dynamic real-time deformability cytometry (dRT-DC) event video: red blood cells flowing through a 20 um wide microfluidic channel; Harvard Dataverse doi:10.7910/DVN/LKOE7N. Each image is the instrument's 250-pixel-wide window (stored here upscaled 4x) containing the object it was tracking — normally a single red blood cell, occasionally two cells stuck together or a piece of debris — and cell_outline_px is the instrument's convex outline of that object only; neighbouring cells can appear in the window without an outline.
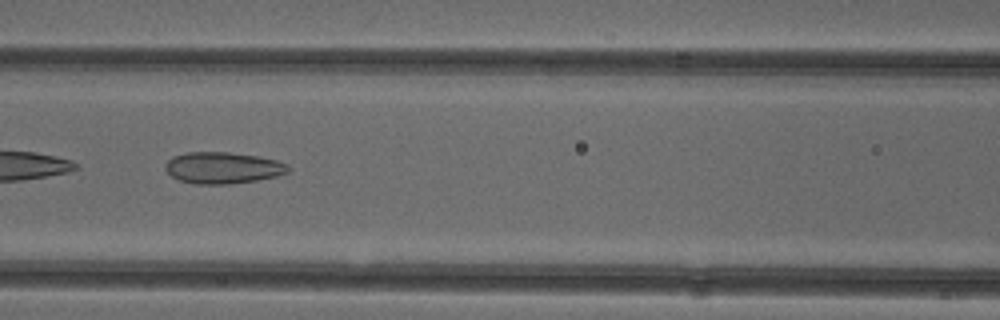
{"species": "common noctule bat (a hibernating species)", "species_latin": "Nyctalus noctula", "temperature_condition": "cold", "stored_images_in_passage": 50, "camera_frame_rate_fps": 3000, "um_per_image_px": 0.085, "animal": {"sex": "female"}, "frame": {"image": 1, "passage_image": 22, "time_ms": 7.0, "image_size_px": [1000, 320], "cell_outline_px": [[288, 172], [276, 176], [256, 180], [232, 184], [196, 184], [180, 180], [172, 176], [164, 168], [164, 164], [172, 156], [188, 152], [228, 152], [260, 156], [276, 160], [288, 164]], "centroid_in_image_um": [18.92, 14.26], "position_along_channel_um": 147.7, "area_um2": 22.6}, "authors_computed_cell_mechanics": {"area_um2": 24.6806, "velocity_mm_per_s": 3.9627, "shape_relaxation_time_tau1_ms": null, "shape_relaxation_time_tau2_ms": 3.0913, "deformation_change_tau1": null, "deformation_change_tau2": 0.1263}}